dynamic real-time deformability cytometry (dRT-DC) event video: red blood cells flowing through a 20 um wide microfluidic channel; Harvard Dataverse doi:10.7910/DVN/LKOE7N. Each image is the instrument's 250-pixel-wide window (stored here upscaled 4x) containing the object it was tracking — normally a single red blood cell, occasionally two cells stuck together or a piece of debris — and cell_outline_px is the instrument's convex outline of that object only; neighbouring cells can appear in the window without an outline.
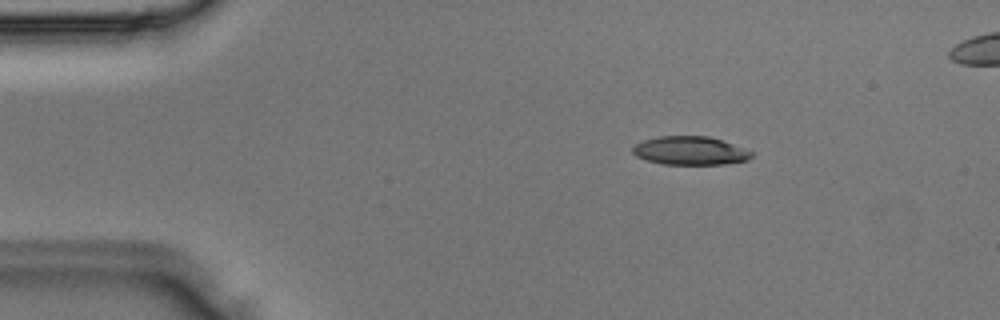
{"species": "Egyptian fruit bat (a non-hibernating species)", "species_latin": "Rousettus aegyptiacus", "temperature_condition": "room temperature", "stored_images_in_passage": 2, "camera_frame_rate_fps": 3000, "um_per_image_px": 0.085, "animal": {"sex": "male"}, "frame": {"image": 1, "passage_image": 1, "time_ms": 0.0, "image_size_px": [1000, 320], "cell_outline_px": [[752, 156], [748, 160], [724, 164], [660, 164], [636, 156], [632, 152], [632, 148], [636, 144], [644, 140], [656, 136], [708, 136], [732, 144], [752, 152]], "centroid_in_image_um": [58.62, 12.81], "position_along_channel_um": 26.4, "area_um2": 19.54}}